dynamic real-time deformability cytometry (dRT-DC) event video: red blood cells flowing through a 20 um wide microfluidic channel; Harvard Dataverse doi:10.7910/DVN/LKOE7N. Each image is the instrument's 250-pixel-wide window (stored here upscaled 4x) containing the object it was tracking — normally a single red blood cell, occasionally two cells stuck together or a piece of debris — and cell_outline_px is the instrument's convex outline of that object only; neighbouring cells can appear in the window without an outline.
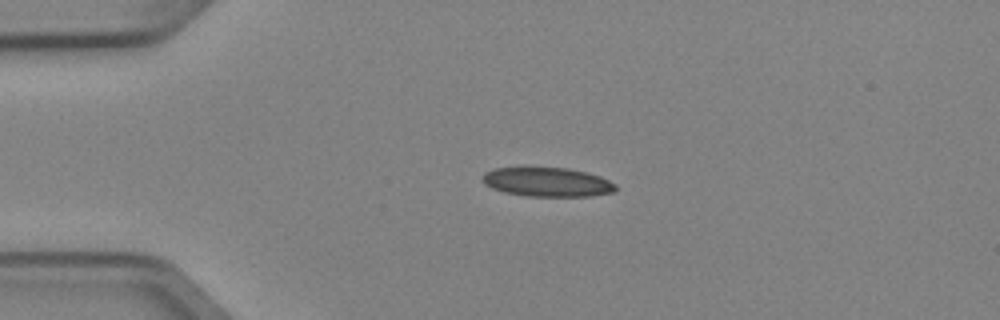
{"species": "Egyptian fruit bat (a non-hibernating species)", "species_latin": "Rousettus aegyptiacus", "temperature_condition": "cold", "stored_images_in_passage": 3, "camera_frame_rate_fps": 3000, "um_per_image_px": 0.085, "animal": {"sex": "female"}, "frame": {"image": 1, "passage_image": 2, "time_ms": 0.333, "image_size_px": [1000, 320], "cell_outline_px": [[616, 188], [612, 192], [588, 196], [528, 196], [504, 192], [492, 188], [484, 184], [480, 180], [480, 176], [484, 172], [492, 168], [524, 164], [528, 164], [568, 168], [588, 172], [600, 176], [616, 184]], "centroid_in_image_um": [46.39, 15.4], "position_along_channel_um": 38.6, "area_um2": 23.81}}